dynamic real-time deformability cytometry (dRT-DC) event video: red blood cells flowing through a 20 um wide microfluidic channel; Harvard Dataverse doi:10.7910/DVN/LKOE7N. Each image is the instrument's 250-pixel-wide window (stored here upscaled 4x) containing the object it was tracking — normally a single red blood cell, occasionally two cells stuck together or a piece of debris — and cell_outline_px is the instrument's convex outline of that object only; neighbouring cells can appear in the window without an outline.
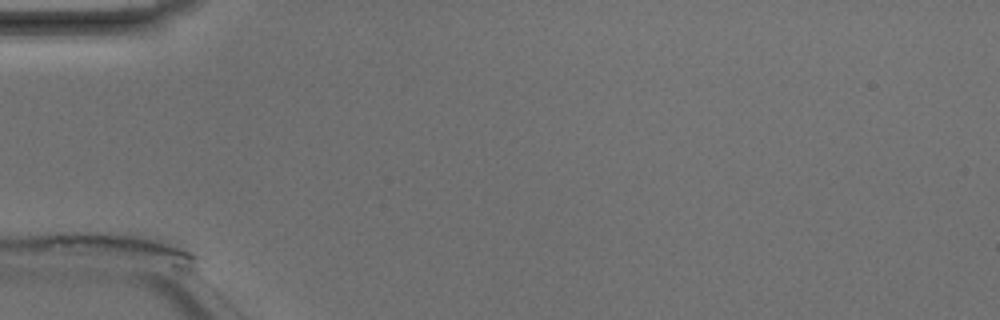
{"species": "Egyptian fruit bat (a non-hibernating species)", "species_latin": "Rousettus aegyptiacus", "temperature_condition": "room temperature", "stored_images_in_passage": 8, "camera_frame_rate_fps": 3000, "um_per_image_px": 0.085, "animal": {"sex": "male"}, "frame": {"image": 1, "passage_image": 1, "time_ms": 0.0, "image_size_px": [1000, 320], "cell_outline_px": [[196, 256], [192, 260], [188, 260], [44, 240], [48, 236], [132, 236], [184, 240]], "centroid_in_image_um": [11.3, 20.82], "position_along_channel_um": 73.7, "area_um2": 14.05}}
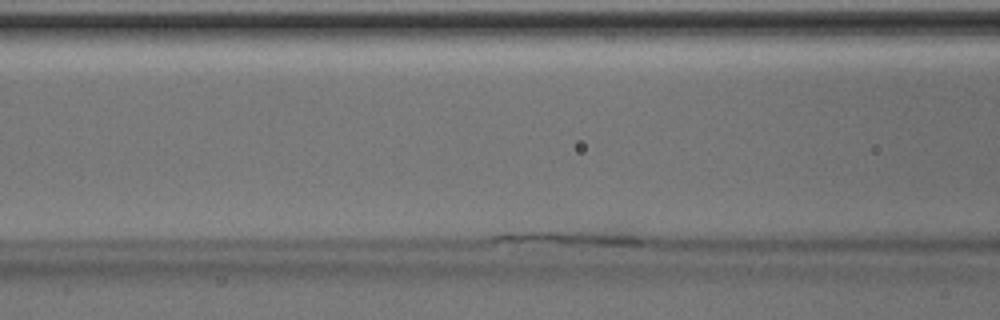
{"frame": {"image": 2, "passage_image": 5, "time_ms": 1.333, "image_size_px": [1000, 320], "cell_outline_px": [[644, 240], [640, 244], [612, 244], [492, 240], [492, 236], [500, 232], [620, 224], [632, 224]], "centroid_in_image_um": [49.09, 19.98], "position_along_channel_um": 117.5, "area_um2": 15.43}}
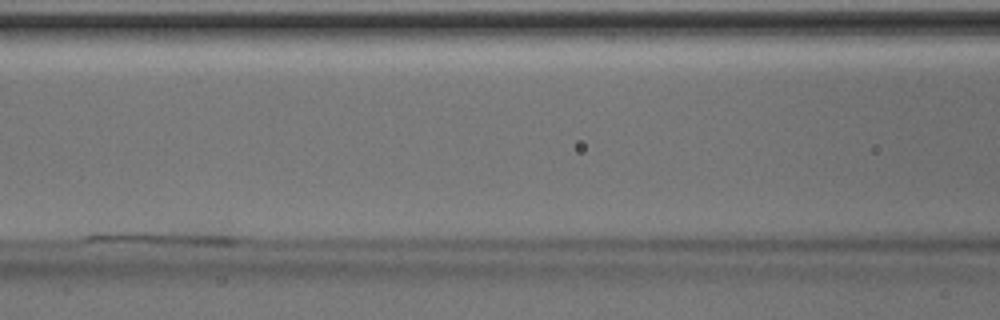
{"frame": {"image": 3, "passage_image": 8, "time_ms": 2.333, "image_size_px": [1000, 320], "cell_outline_px": [[236, 240], [232, 244], [196, 244], [84, 240], [84, 236], [92, 232], [220, 232], [236, 236]], "centroid_in_image_um": [13.98, 20.18], "position_along_channel_um": 152.6, "area_um2": 11.16}}